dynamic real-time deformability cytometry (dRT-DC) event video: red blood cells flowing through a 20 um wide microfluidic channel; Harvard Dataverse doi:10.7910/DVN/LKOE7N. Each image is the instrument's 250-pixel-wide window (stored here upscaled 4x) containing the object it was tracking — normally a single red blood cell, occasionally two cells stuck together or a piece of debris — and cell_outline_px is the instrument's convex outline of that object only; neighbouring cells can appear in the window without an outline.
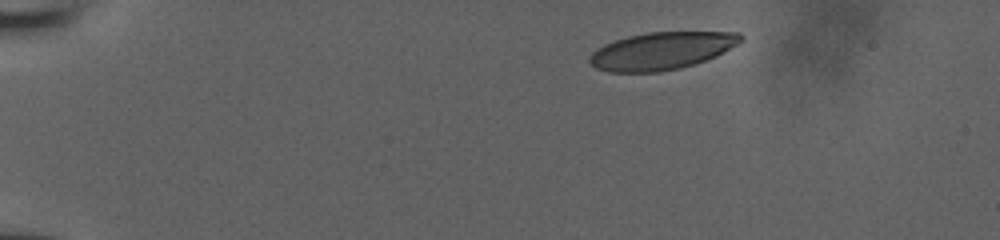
{"species": "human", "species_latin": "Homo sapiens", "temperature_condition": "room temperature", "stored_images_in_passage": 4, "camera_frame_rate_fps": 3000, "um_per_image_px": 0.085, "donor": {"sex": "male"}, "frame": {"image": 1, "passage_image": 1, "time_ms": 0.0, "image_size_px": [1000, 240], "cell_outline_px": [[744, 36], [736, 44], [724, 52], [716, 56], [680, 68], [660, 72], [608, 72], [596, 68], [588, 60], [588, 56], [596, 48], [604, 44], [628, 36], [648, 32], [740, 32]], "centroid_in_image_um": [56.2, 4.32], "position_along_channel_um": 28.8, "area_um2": 32.89}}